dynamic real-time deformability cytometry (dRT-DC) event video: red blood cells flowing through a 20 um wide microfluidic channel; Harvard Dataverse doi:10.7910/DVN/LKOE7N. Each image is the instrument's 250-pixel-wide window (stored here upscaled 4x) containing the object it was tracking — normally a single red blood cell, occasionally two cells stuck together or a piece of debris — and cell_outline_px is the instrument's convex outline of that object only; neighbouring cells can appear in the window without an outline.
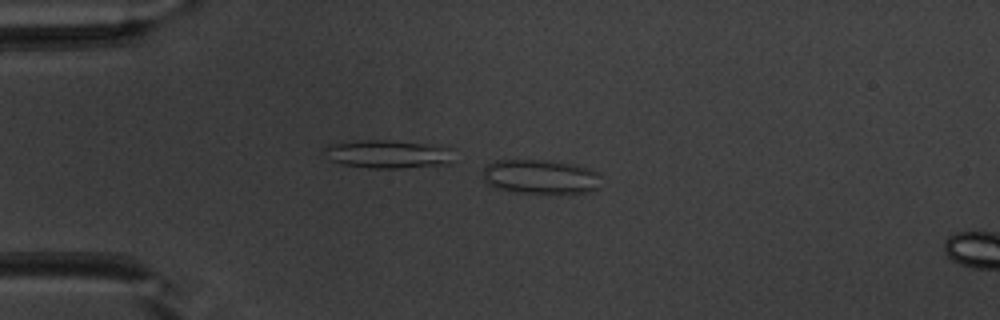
{"species": "common noctule bat (a hibernating species)", "species_latin": "Nyctalus noctula", "temperature_condition": "warm", "stored_images_in_passage": 3, "camera_frame_rate_fps": 3000, "um_per_image_px": 0.085, "animal": {"sex": "male", "body_mass_g": 20.1, "forearm_length_mm": 53.5}, "frame": {"image": 1, "passage_image": 3, "time_ms": 0.667, "image_size_px": [1000, 320], "cell_outline_px": [[600, 188], [596, 192], [556, 196], [512, 192], [492, 188], [484, 180], [484, 168], [488, 164], [496, 160], [548, 160], [576, 164], [588, 168], [596, 172], [600, 176]], "centroid_in_image_um": [46.01, 15.09], "position_along_channel_um": 39.0, "area_um2": 25.03}}